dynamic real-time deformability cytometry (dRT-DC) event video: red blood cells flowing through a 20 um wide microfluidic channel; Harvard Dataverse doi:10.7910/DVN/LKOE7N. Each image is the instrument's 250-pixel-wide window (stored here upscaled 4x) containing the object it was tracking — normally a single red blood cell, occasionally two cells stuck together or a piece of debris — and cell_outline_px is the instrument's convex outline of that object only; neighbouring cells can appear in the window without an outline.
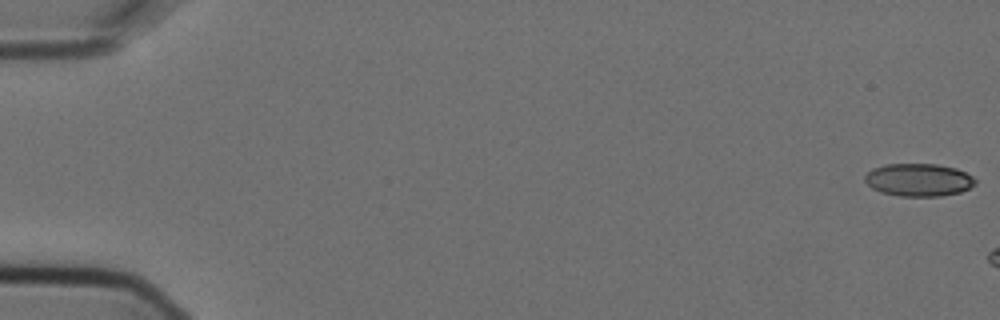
{"species": "Egyptian fruit bat (a non-hibernating species)", "species_latin": "Rousettus aegyptiacus", "temperature_condition": "cold", "stored_images_in_passage": 5, "camera_frame_rate_fps": 3000, "um_per_image_px": 0.085, "animal": {"sex": "female"}, "frame": {"image": 1, "passage_image": 1, "time_ms": 0.0, "image_size_px": [1000, 320], "cell_outline_px": [[976, 184], [960, 192], [940, 196], [900, 196], [880, 192], [872, 188], [864, 180], [864, 176], [872, 168], [884, 164], [936, 164], [956, 168], [972, 176], [976, 180]], "centroid_in_image_um": [78.06, 15.28], "position_along_channel_um": 6.9, "area_um2": 21.1}}